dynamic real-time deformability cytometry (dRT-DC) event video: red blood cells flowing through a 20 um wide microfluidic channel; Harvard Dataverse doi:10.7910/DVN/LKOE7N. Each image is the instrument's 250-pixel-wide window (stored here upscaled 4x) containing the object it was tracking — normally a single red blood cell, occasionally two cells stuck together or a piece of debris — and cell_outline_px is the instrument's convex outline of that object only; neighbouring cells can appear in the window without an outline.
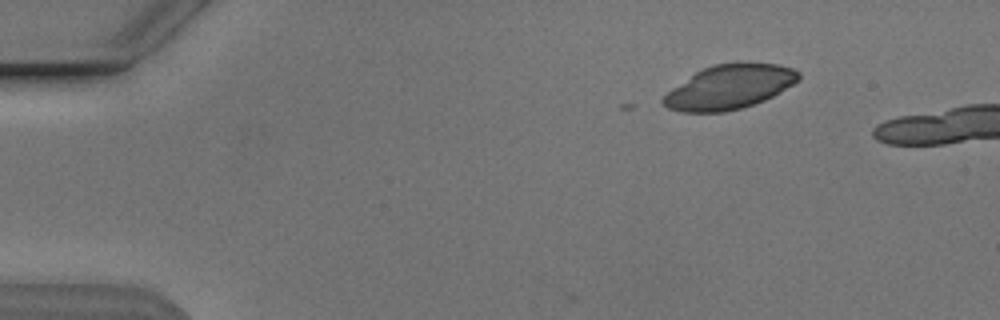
{"species": "Egyptian fruit bat (a non-hibernating species)", "species_latin": "Rousettus aegyptiacus", "temperature_condition": "cold", "stored_images_in_passage": 4, "camera_frame_rate_fps": 3000, "um_per_image_px": 0.085, "animal": {"sex": "male"}, "frame": {"image": 1, "passage_image": 1, "time_ms": 0.0, "image_size_px": [1000, 320], "cell_outline_px": [[800, 80], [780, 92], [764, 100], [740, 108], [724, 112], [680, 112], [668, 108], [660, 100], [672, 88], [696, 72], [712, 64], [780, 64], [792, 68], [800, 72]], "centroid_in_image_um": [62.0, 7.41], "position_along_channel_um": 23.0, "area_um2": 34.33}}